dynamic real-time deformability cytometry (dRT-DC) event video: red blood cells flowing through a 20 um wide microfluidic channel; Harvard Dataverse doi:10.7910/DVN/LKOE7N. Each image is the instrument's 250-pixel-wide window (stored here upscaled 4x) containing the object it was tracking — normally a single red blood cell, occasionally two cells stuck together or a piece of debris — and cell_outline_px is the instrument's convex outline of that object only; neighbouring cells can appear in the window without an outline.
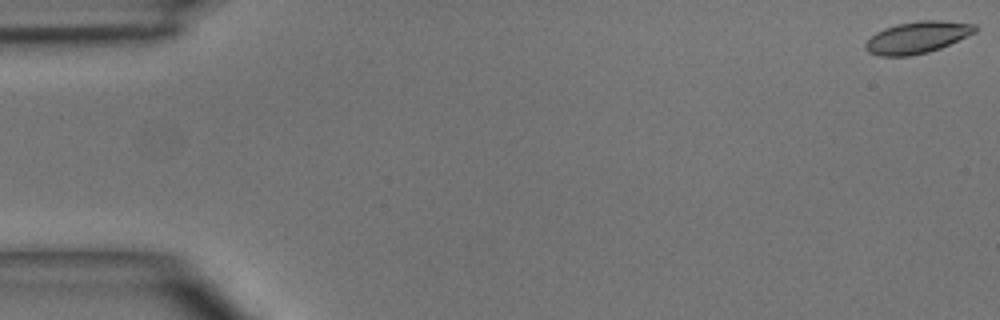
{"species": "common noctule bat (a hibernating species)", "species_latin": "Nyctalus noctula", "temperature_condition": "room temperature", "stored_images_in_passage": 5, "segment_of_instrument_passage": [2, 2], "camera_frame_rate_fps": 3000, "um_per_image_px": 0.085, "animal": {"sex": "male", "body_mass_g": 15.6}, "frame": {"image": 1, "passage_image": 5, "time_ms": 5.667, "image_size_px": [1000, 320], "cell_outline_px": [[980, 28], [976, 32], [940, 48], [928, 52], [908, 56], [880, 56], [868, 52], [864, 48], [864, 44], [876, 32], [884, 28], [896, 24], [920, 20], [940, 20], [976, 24]], "centroid_in_image_um": [77.98, 3.17], "position_along_channel_um": 7.0, "area_um2": 20.4}}